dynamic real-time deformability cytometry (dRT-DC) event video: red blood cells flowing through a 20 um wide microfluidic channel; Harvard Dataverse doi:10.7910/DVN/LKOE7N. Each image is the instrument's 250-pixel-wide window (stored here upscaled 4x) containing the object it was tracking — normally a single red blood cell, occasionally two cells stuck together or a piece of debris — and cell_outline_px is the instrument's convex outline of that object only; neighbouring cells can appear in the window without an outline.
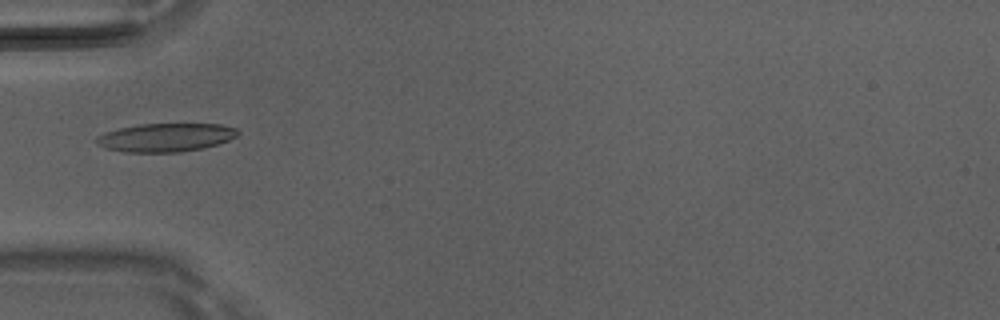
{"species": "Egyptian fruit bat (a non-hibernating species)", "species_latin": "Rousettus aegyptiacus", "temperature_condition": "room temperature", "stored_images_in_passage": 5, "camera_frame_rate_fps": 3000, "um_per_image_px": 0.085, "animal": {"sex": "male"}, "frame": {"image": 1, "passage_image": 5, "time_ms": 1.333, "image_size_px": [1000, 320], "cell_outline_px": [[240, 132], [236, 136], [228, 140], [216, 144], [200, 148], [180, 152], [124, 152], [108, 148], [96, 144], [96, 136], [104, 132], [120, 128], [140, 124], [220, 124], [236, 128]], "centroid_in_image_um": [14.06, 11.68], "position_along_channel_um": 70.9, "area_um2": 23.24}}